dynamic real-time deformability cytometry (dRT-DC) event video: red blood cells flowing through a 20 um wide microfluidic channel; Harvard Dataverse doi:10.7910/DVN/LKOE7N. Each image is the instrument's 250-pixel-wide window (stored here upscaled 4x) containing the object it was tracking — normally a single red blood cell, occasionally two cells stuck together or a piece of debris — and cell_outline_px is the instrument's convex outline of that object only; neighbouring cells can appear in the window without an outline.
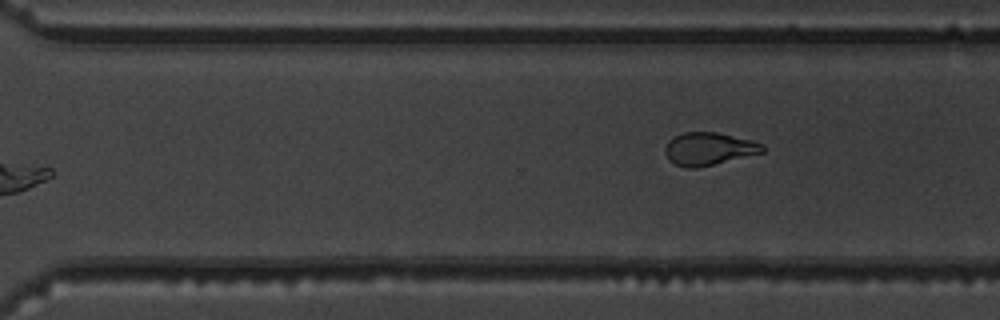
{"species": "common noctule bat (a hibernating species)", "species_latin": "Nyctalus noctula", "temperature_condition": "warm", "stored_images_in_passage": 12, "camera_frame_rate_fps": 3000, "um_per_image_px": 0.085, "animal": {"sex": "male", "body_mass_g": 19.5, "forearm_length_mm": 54.6}, "frame": {"image": 1, "passage_image": 12, "time_ms": 12.667, "image_size_px": [1000, 320], "cell_outline_px": [[764, 152], [696, 168], [688, 168], [676, 164], [668, 160], [664, 152], [664, 148], [668, 140], [684, 132], [716, 132], [752, 140], [764, 144]], "centroid_in_image_um": [60.23, 12.64], "position_along_channel_um": 310.4, "area_um2": 18.5}}